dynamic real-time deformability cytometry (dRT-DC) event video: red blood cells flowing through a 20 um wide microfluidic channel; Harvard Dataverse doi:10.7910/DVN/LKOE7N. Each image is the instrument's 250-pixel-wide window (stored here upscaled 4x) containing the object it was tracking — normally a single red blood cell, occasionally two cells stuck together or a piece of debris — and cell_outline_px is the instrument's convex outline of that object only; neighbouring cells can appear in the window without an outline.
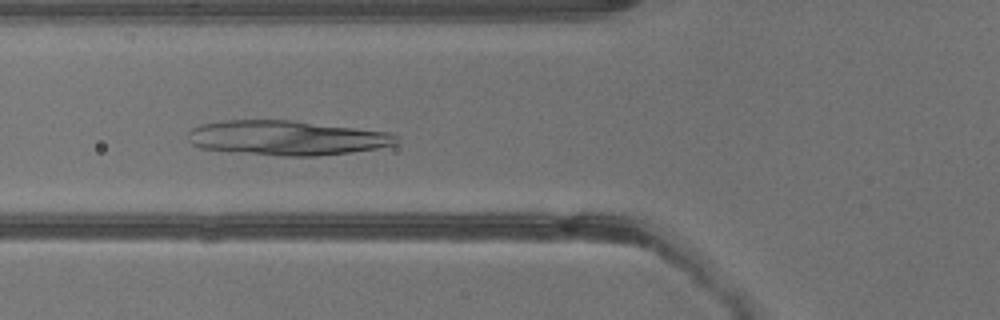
{"species": "common noctule bat (a hibernating species)", "species_latin": "Nyctalus noctula", "temperature_condition": "warm", "stored_images_in_passage": 34, "camera_frame_rate_fps": 3000, "um_per_image_px": 0.085, "animal": {"sex": "male", "body_mass_g": 13.3}, "frame": {"image": 1, "passage_image": 9, "time_ms": 2.667, "image_size_px": [1000, 320], "cell_outline_px": [[400, 140], [396, 144], [376, 148], [352, 152], [316, 156], [280, 156], [200, 148], [192, 144], [188, 140], [188, 132], [192, 128], [200, 124], [224, 120], [292, 120], [388, 132], [396, 136]], "centroid_in_image_um": [24.35, 11.71], "position_along_channel_um": 101.5, "area_um2": 41.96}}
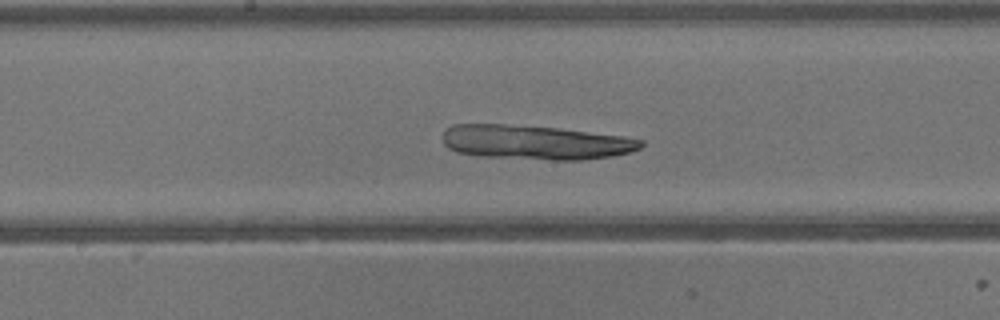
{"frame": {"image": 2, "passage_image": 15, "time_ms": 4.667, "image_size_px": [1000, 320], "cell_outline_px": [[644, 144], [640, 148], [628, 152], [612, 156], [580, 160], [552, 160], [480, 156], [456, 152], [448, 148], [444, 144], [440, 136], [444, 128], [452, 124], [508, 124], [556, 128], [624, 136], [644, 140]], "centroid_in_image_um": [45.44, 12.09], "position_along_channel_um": 202.8, "area_um2": 40.0}}
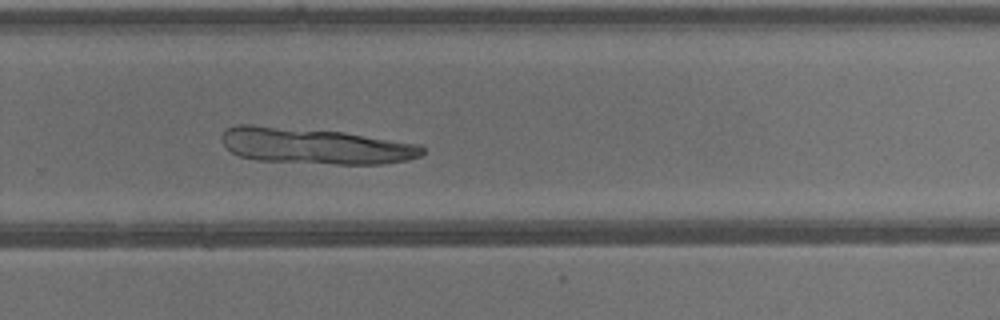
{"frame": {"image": 3, "passage_image": 21, "time_ms": 6.667, "image_size_px": [1000, 320], "cell_outline_px": [[424, 152], [420, 156], [408, 160], [380, 164], [336, 164], [256, 160], [240, 156], [232, 152], [220, 140], [220, 136], [228, 128], [236, 124], [252, 124], [344, 132], [420, 144], [424, 148]], "centroid_in_image_um": [26.77, 12.4], "position_along_channel_um": 303.0, "area_um2": 42.19}}